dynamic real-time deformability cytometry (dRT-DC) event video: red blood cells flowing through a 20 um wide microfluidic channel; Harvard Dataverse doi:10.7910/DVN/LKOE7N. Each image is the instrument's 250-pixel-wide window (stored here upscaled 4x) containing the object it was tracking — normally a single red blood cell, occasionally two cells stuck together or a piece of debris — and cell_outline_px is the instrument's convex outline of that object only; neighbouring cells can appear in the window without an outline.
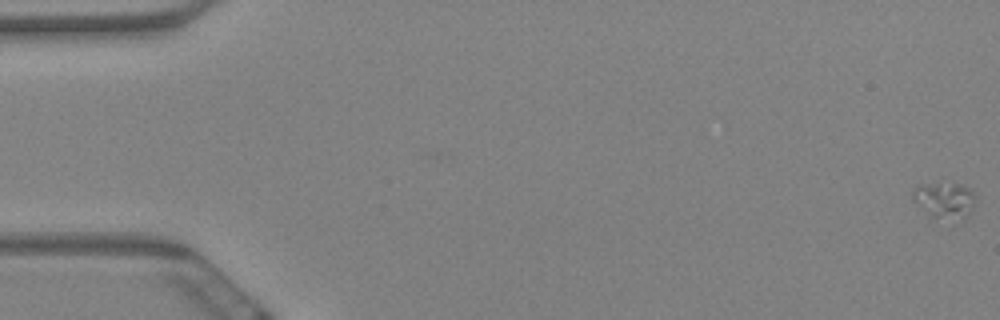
{"species": "Egyptian fruit bat (a non-hibernating species)", "species_latin": "Rousettus aegyptiacus", "temperature_condition": "warm", "stored_images_in_passage": 62, "camera_frame_rate_fps": 3000, "um_per_image_px": 0.085, "animal": {"sex": "female"}, "frame": {"image": 1, "passage_image": 1, "time_ms": 0.0, "image_size_px": [1000, 320], "cell_outline_px": [[976, 200], [968, 212], [964, 216], [932, 216], [912, 200], [912, 188], [916, 184], [940, 180], [956, 184], [968, 188], [976, 196]], "centroid_in_image_um": [80.19, 16.87], "position_along_channel_um": 4.8, "area_um2": 12.89}}
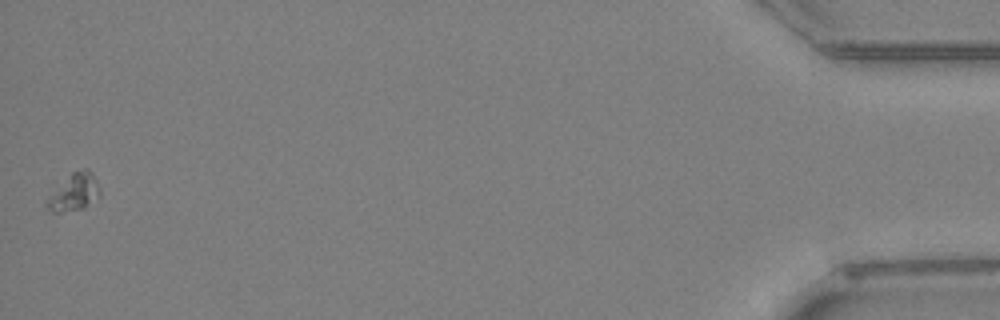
{"frame": {"image": 2, "passage_image": 62, "time_ms": 20.333, "image_size_px": [1000, 320], "cell_outline_px": [[100, 196], [80, 208], [60, 212], [52, 212], [44, 204], [72, 172], [84, 168], [88, 168], [92, 172], [100, 188]], "centroid_in_image_um": [6.35, 16.31], "position_along_channel_um": 428.9, "area_um2": 10.87}}